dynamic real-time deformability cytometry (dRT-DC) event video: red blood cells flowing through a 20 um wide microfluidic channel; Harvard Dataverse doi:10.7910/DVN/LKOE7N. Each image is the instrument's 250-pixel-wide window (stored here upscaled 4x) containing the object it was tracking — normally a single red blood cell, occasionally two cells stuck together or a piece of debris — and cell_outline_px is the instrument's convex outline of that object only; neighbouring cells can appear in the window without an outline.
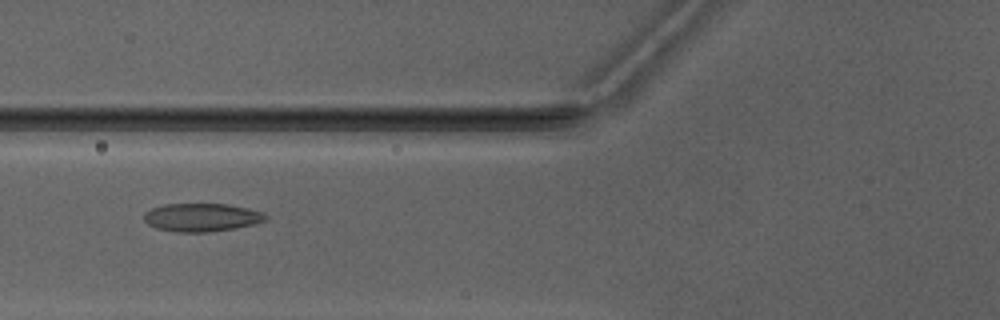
{"species": "Egyptian fruit bat (a non-hibernating species)", "species_latin": "Rousettus aegyptiacus", "temperature_condition": "warm", "stored_images_in_passage": 6, "camera_frame_rate_fps": 3000, "um_per_image_px": 0.085, "animal": {"sex": "male"}, "frame": {"image": 1, "passage_image": 6, "time_ms": 5.667, "image_size_px": [1000, 320], "cell_outline_px": [[268, 220], [252, 224], [232, 228], [208, 232], [176, 232], [156, 228], [148, 224], [144, 220], [144, 212], [152, 208], [164, 204], [228, 204], [248, 208], [264, 212], [268, 216]], "centroid_in_image_um": [17.14, 18.47], "position_along_channel_um": 108.7, "area_um2": 20.0}}